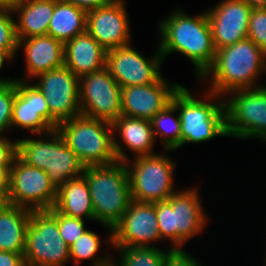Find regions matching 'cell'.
<instances>
[{"label":"cell","instance_id":"cell-21","mask_svg":"<svg viewBox=\"0 0 266 266\" xmlns=\"http://www.w3.org/2000/svg\"><path fill=\"white\" fill-rule=\"evenodd\" d=\"M23 44L29 76L36 77L64 65V44L52 36L19 39L18 47Z\"/></svg>","mask_w":266,"mask_h":266},{"label":"cell","instance_id":"cell-35","mask_svg":"<svg viewBox=\"0 0 266 266\" xmlns=\"http://www.w3.org/2000/svg\"><path fill=\"white\" fill-rule=\"evenodd\" d=\"M164 266H201L198 261L182 249L171 250Z\"/></svg>","mask_w":266,"mask_h":266},{"label":"cell","instance_id":"cell-2","mask_svg":"<svg viewBox=\"0 0 266 266\" xmlns=\"http://www.w3.org/2000/svg\"><path fill=\"white\" fill-rule=\"evenodd\" d=\"M162 57L178 51L187 56L197 69L200 78L211 67L216 49L211 35L207 13L190 17L182 11L173 12L160 23Z\"/></svg>","mask_w":266,"mask_h":266},{"label":"cell","instance_id":"cell-33","mask_svg":"<svg viewBox=\"0 0 266 266\" xmlns=\"http://www.w3.org/2000/svg\"><path fill=\"white\" fill-rule=\"evenodd\" d=\"M247 38L266 53V10L264 8L252 9Z\"/></svg>","mask_w":266,"mask_h":266},{"label":"cell","instance_id":"cell-17","mask_svg":"<svg viewBox=\"0 0 266 266\" xmlns=\"http://www.w3.org/2000/svg\"><path fill=\"white\" fill-rule=\"evenodd\" d=\"M123 0L87 12L86 31L107 51L129 44V21Z\"/></svg>","mask_w":266,"mask_h":266},{"label":"cell","instance_id":"cell-4","mask_svg":"<svg viewBox=\"0 0 266 266\" xmlns=\"http://www.w3.org/2000/svg\"><path fill=\"white\" fill-rule=\"evenodd\" d=\"M83 175L91 195L94 220L109 228L108 241L112 244V227L132 201L127 165L117 161L110 165L86 166Z\"/></svg>","mask_w":266,"mask_h":266},{"label":"cell","instance_id":"cell-40","mask_svg":"<svg viewBox=\"0 0 266 266\" xmlns=\"http://www.w3.org/2000/svg\"><path fill=\"white\" fill-rule=\"evenodd\" d=\"M247 5L252 8H264L266 0H243Z\"/></svg>","mask_w":266,"mask_h":266},{"label":"cell","instance_id":"cell-15","mask_svg":"<svg viewBox=\"0 0 266 266\" xmlns=\"http://www.w3.org/2000/svg\"><path fill=\"white\" fill-rule=\"evenodd\" d=\"M154 203L131 201L123 217L112 227V244L116 247H147L160 240Z\"/></svg>","mask_w":266,"mask_h":266},{"label":"cell","instance_id":"cell-28","mask_svg":"<svg viewBox=\"0 0 266 266\" xmlns=\"http://www.w3.org/2000/svg\"><path fill=\"white\" fill-rule=\"evenodd\" d=\"M122 251L118 266H164L170 250L166 253L153 246L116 247Z\"/></svg>","mask_w":266,"mask_h":266},{"label":"cell","instance_id":"cell-5","mask_svg":"<svg viewBox=\"0 0 266 266\" xmlns=\"http://www.w3.org/2000/svg\"><path fill=\"white\" fill-rule=\"evenodd\" d=\"M48 136L51 137L50 141H17V157L25 164L45 171L51 184L58 190L69 179L83 175L86 166L56 129L49 132Z\"/></svg>","mask_w":266,"mask_h":266},{"label":"cell","instance_id":"cell-23","mask_svg":"<svg viewBox=\"0 0 266 266\" xmlns=\"http://www.w3.org/2000/svg\"><path fill=\"white\" fill-rule=\"evenodd\" d=\"M31 210L7 204L0 210V251L24 253Z\"/></svg>","mask_w":266,"mask_h":266},{"label":"cell","instance_id":"cell-22","mask_svg":"<svg viewBox=\"0 0 266 266\" xmlns=\"http://www.w3.org/2000/svg\"><path fill=\"white\" fill-rule=\"evenodd\" d=\"M19 13L17 39L45 36L54 12V0H21L13 9Z\"/></svg>","mask_w":266,"mask_h":266},{"label":"cell","instance_id":"cell-31","mask_svg":"<svg viewBox=\"0 0 266 266\" xmlns=\"http://www.w3.org/2000/svg\"><path fill=\"white\" fill-rule=\"evenodd\" d=\"M100 238L96 233L86 230L70 248V260L75 264H79L82 259L94 258L100 247ZM77 262V263H76Z\"/></svg>","mask_w":266,"mask_h":266},{"label":"cell","instance_id":"cell-43","mask_svg":"<svg viewBox=\"0 0 266 266\" xmlns=\"http://www.w3.org/2000/svg\"><path fill=\"white\" fill-rule=\"evenodd\" d=\"M11 60V58L4 52L0 50V70L4 64V60Z\"/></svg>","mask_w":266,"mask_h":266},{"label":"cell","instance_id":"cell-20","mask_svg":"<svg viewBox=\"0 0 266 266\" xmlns=\"http://www.w3.org/2000/svg\"><path fill=\"white\" fill-rule=\"evenodd\" d=\"M107 51L87 32L64 44V65L78 78L106 67Z\"/></svg>","mask_w":266,"mask_h":266},{"label":"cell","instance_id":"cell-27","mask_svg":"<svg viewBox=\"0 0 266 266\" xmlns=\"http://www.w3.org/2000/svg\"><path fill=\"white\" fill-rule=\"evenodd\" d=\"M175 111L176 107L172 103H169L150 120L154 137L160 135L165 145L164 148L170 151L181 147L180 116L179 114L176 118H172L171 116Z\"/></svg>","mask_w":266,"mask_h":266},{"label":"cell","instance_id":"cell-11","mask_svg":"<svg viewBox=\"0 0 266 266\" xmlns=\"http://www.w3.org/2000/svg\"><path fill=\"white\" fill-rule=\"evenodd\" d=\"M56 199L57 190L47 173L16 157L9 171L8 204L41 211L53 208Z\"/></svg>","mask_w":266,"mask_h":266},{"label":"cell","instance_id":"cell-26","mask_svg":"<svg viewBox=\"0 0 266 266\" xmlns=\"http://www.w3.org/2000/svg\"><path fill=\"white\" fill-rule=\"evenodd\" d=\"M112 128L113 132H119L129 150L137 154L136 157L155 154L152 152L155 137L149 120L121 115L112 123Z\"/></svg>","mask_w":266,"mask_h":266},{"label":"cell","instance_id":"cell-24","mask_svg":"<svg viewBox=\"0 0 266 266\" xmlns=\"http://www.w3.org/2000/svg\"><path fill=\"white\" fill-rule=\"evenodd\" d=\"M54 208L69 217L94 220V210L84 175L69 179L57 190Z\"/></svg>","mask_w":266,"mask_h":266},{"label":"cell","instance_id":"cell-3","mask_svg":"<svg viewBox=\"0 0 266 266\" xmlns=\"http://www.w3.org/2000/svg\"><path fill=\"white\" fill-rule=\"evenodd\" d=\"M56 130L85 166L129 161L114 139L112 123L78 115L59 123Z\"/></svg>","mask_w":266,"mask_h":266},{"label":"cell","instance_id":"cell-12","mask_svg":"<svg viewBox=\"0 0 266 266\" xmlns=\"http://www.w3.org/2000/svg\"><path fill=\"white\" fill-rule=\"evenodd\" d=\"M79 103L89 118L113 123L122 115L121 87L106 67L79 78Z\"/></svg>","mask_w":266,"mask_h":266},{"label":"cell","instance_id":"cell-32","mask_svg":"<svg viewBox=\"0 0 266 266\" xmlns=\"http://www.w3.org/2000/svg\"><path fill=\"white\" fill-rule=\"evenodd\" d=\"M16 80L0 79V133L11 127ZM0 134V135H1Z\"/></svg>","mask_w":266,"mask_h":266},{"label":"cell","instance_id":"cell-13","mask_svg":"<svg viewBox=\"0 0 266 266\" xmlns=\"http://www.w3.org/2000/svg\"><path fill=\"white\" fill-rule=\"evenodd\" d=\"M50 114L59 122L81 115L79 78L65 65L36 76Z\"/></svg>","mask_w":266,"mask_h":266},{"label":"cell","instance_id":"cell-1","mask_svg":"<svg viewBox=\"0 0 266 266\" xmlns=\"http://www.w3.org/2000/svg\"><path fill=\"white\" fill-rule=\"evenodd\" d=\"M264 69L266 70V53L253 41L245 38L217 50L213 64L201 79L212 75V86L207 95L210 100L237 89L254 88V82Z\"/></svg>","mask_w":266,"mask_h":266},{"label":"cell","instance_id":"cell-6","mask_svg":"<svg viewBox=\"0 0 266 266\" xmlns=\"http://www.w3.org/2000/svg\"><path fill=\"white\" fill-rule=\"evenodd\" d=\"M200 203L194 188L173 193L166 201L154 203L161 239L169 238L173 242V250L180 249L206 224Z\"/></svg>","mask_w":266,"mask_h":266},{"label":"cell","instance_id":"cell-42","mask_svg":"<svg viewBox=\"0 0 266 266\" xmlns=\"http://www.w3.org/2000/svg\"><path fill=\"white\" fill-rule=\"evenodd\" d=\"M8 204L7 195L0 189V210Z\"/></svg>","mask_w":266,"mask_h":266},{"label":"cell","instance_id":"cell-37","mask_svg":"<svg viewBox=\"0 0 266 266\" xmlns=\"http://www.w3.org/2000/svg\"><path fill=\"white\" fill-rule=\"evenodd\" d=\"M65 2H69L74 4L76 7H80L86 12L93 10L95 8L107 5L112 0H63Z\"/></svg>","mask_w":266,"mask_h":266},{"label":"cell","instance_id":"cell-8","mask_svg":"<svg viewBox=\"0 0 266 266\" xmlns=\"http://www.w3.org/2000/svg\"><path fill=\"white\" fill-rule=\"evenodd\" d=\"M23 255L26 266H64L70 261V248L47 210H31Z\"/></svg>","mask_w":266,"mask_h":266},{"label":"cell","instance_id":"cell-29","mask_svg":"<svg viewBox=\"0 0 266 266\" xmlns=\"http://www.w3.org/2000/svg\"><path fill=\"white\" fill-rule=\"evenodd\" d=\"M12 9L0 8V50L4 51L11 59L18 51L16 36V22L9 15Z\"/></svg>","mask_w":266,"mask_h":266},{"label":"cell","instance_id":"cell-36","mask_svg":"<svg viewBox=\"0 0 266 266\" xmlns=\"http://www.w3.org/2000/svg\"><path fill=\"white\" fill-rule=\"evenodd\" d=\"M23 254L0 251V266H26Z\"/></svg>","mask_w":266,"mask_h":266},{"label":"cell","instance_id":"cell-41","mask_svg":"<svg viewBox=\"0 0 266 266\" xmlns=\"http://www.w3.org/2000/svg\"><path fill=\"white\" fill-rule=\"evenodd\" d=\"M97 260L94 262V266H117V265H113V263L111 262V258L109 259V257L107 258H96Z\"/></svg>","mask_w":266,"mask_h":266},{"label":"cell","instance_id":"cell-34","mask_svg":"<svg viewBox=\"0 0 266 266\" xmlns=\"http://www.w3.org/2000/svg\"><path fill=\"white\" fill-rule=\"evenodd\" d=\"M17 157V141L5 139L0 135V167H6L9 171Z\"/></svg>","mask_w":266,"mask_h":266},{"label":"cell","instance_id":"cell-19","mask_svg":"<svg viewBox=\"0 0 266 266\" xmlns=\"http://www.w3.org/2000/svg\"><path fill=\"white\" fill-rule=\"evenodd\" d=\"M181 85L170 87L161 77L156 83L121 88L122 115L151 120L169 103Z\"/></svg>","mask_w":266,"mask_h":266},{"label":"cell","instance_id":"cell-30","mask_svg":"<svg viewBox=\"0 0 266 266\" xmlns=\"http://www.w3.org/2000/svg\"><path fill=\"white\" fill-rule=\"evenodd\" d=\"M47 211L57 220L59 234L68 246L87 230L84 228V221L81 218L66 216L54 207Z\"/></svg>","mask_w":266,"mask_h":266},{"label":"cell","instance_id":"cell-18","mask_svg":"<svg viewBox=\"0 0 266 266\" xmlns=\"http://www.w3.org/2000/svg\"><path fill=\"white\" fill-rule=\"evenodd\" d=\"M252 9L243 0H224L206 12L216 50L247 38Z\"/></svg>","mask_w":266,"mask_h":266},{"label":"cell","instance_id":"cell-9","mask_svg":"<svg viewBox=\"0 0 266 266\" xmlns=\"http://www.w3.org/2000/svg\"><path fill=\"white\" fill-rule=\"evenodd\" d=\"M127 165L131 199L140 203L166 201L173 193L175 163L162 155L136 157L133 167ZM133 168V169H132Z\"/></svg>","mask_w":266,"mask_h":266},{"label":"cell","instance_id":"cell-25","mask_svg":"<svg viewBox=\"0 0 266 266\" xmlns=\"http://www.w3.org/2000/svg\"><path fill=\"white\" fill-rule=\"evenodd\" d=\"M87 12L63 0H54V12L47 35L63 44L86 31Z\"/></svg>","mask_w":266,"mask_h":266},{"label":"cell","instance_id":"cell-16","mask_svg":"<svg viewBox=\"0 0 266 266\" xmlns=\"http://www.w3.org/2000/svg\"><path fill=\"white\" fill-rule=\"evenodd\" d=\"M30 129L46 134L57 129L59 122L50 114L46 99L39 88L16 79V94L12 107L11 127Z\"/></svg>","mask_w":266,"mask_h":266},{"label":"cell","instance_id":"cell-7","mask_svg":"<svg viewBox=\"0 0 266 266\" xmlns=\"http://www.w3.org/2000/svg\"><path fill=\"white\" fill-rule=\"evenodd\" d=\"M171 103L180 111L181 146L186 143H200L214 137L228 136L224 102H203L193 98L183 87L172 96Z\"/></svg>","mask_w":266,"mask_h":266},{"label":"cell","instance_id":"cell-10","mask_svg":"<svg viewBox=\"0 0 266 266\" xmlns=\"http://www.w3.org/2000/svg\"><path fill=\"white\" fill-rule=\"evenodd\" d=\"M237 89L234 97L224 102L228 137L266 139V89Z\"/></svg>","mask_w":266,"mask_h":266},{"label":"cell","instance_id":"cell-39","mask_svg":"<svg viewBox=\"0 0 266 266\" xmlns=\"http://www.w3.org/2000/svg\"><path fill=\"white\" fill-rule=\"evenodd\" d=\"M21 0H0V8L14 9Z\"/></svg>","mask_w":266,"mask_h":266},{"label":"cell","instance_id":"cell-38","mask_svg":"<svg viewBox=\"0 0 266 266\" xmlns=\"http://www.w3.org/2000/svg\"><path fill=\"white\" fill-rule=\"evenodd\" d=\"M9 188V170L6 167H0V189L7 195Z\"/></svg>","mask_w":266,"mask_h":266},{"label":"cell","instance_id":"cell-14","mask_svg":"<svg viewBox=\"0 0 266 266\" xmlns=\"http://www.w3.org/2000/svg\"><path fill=\"white\" fill-rule=\"evenodd\" d=\"M156 53L149 61L129 44L110 49L106 68L121 88L156 83L162 77L159 70L163 61L159 49Z\"/></svg>","mask_w":266,"mask_h":266}]
</instances>
